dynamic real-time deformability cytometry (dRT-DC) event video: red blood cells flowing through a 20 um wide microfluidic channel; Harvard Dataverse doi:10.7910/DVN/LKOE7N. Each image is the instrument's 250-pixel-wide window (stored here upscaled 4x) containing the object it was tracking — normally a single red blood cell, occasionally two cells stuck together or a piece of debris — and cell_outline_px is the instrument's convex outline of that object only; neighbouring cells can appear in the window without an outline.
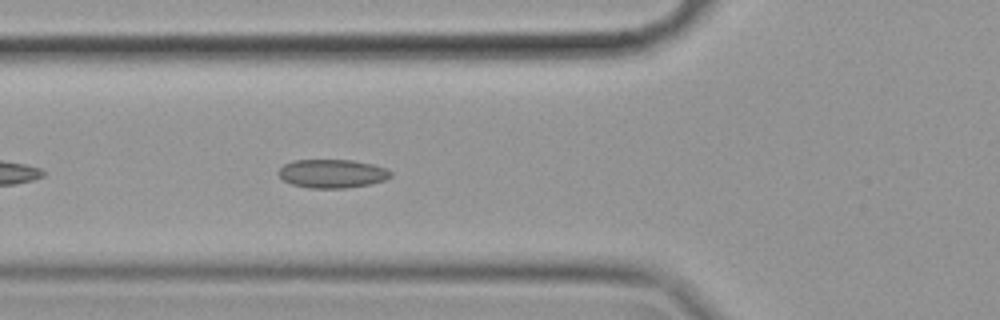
{"species": "common noctule bat (a hibernating species)", "species_latin": "Nyctalus noctula", "temperature_condition": "cold", "stored_images_in_passage": 40, "camera_frame_rate_fps": 3000, "um_per_image_px": 0.085, "animal": {"sex": "female", "body_mass_g": 19.9}, "frame": {"image": 1, "passage_image": 3, "time_ms": 0.667, "image_size_px": [1000, 320], "cell_outline_px": [[392, 176], [384, 180], [368, 184], [344, 188], [308, 188], [292, 184], [284, 180], [280, 176], [280, 168], [284, 164], [292, 160], [352, 160], [372, 164], [388, 168], [392, 172]], "centroid_in_image_um": [28.26, 14.75], "position_along_channel_um": 97.5, "area_um2": 18.61}}
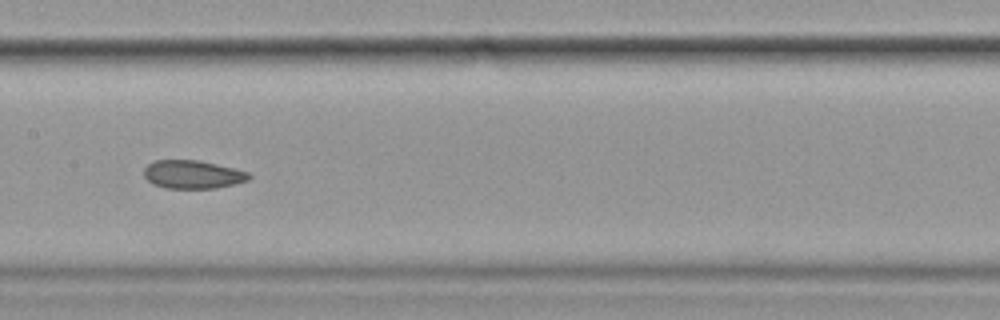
{"frame": {"image": 2, "passage_image": 11, "time_ms": 3.333, "image_size_px": [1000, 320], "cell_outline_px": [[252, 176], [248, 180], [216, 188], [164, 188], [152, 184], [144, 176], [144, 168], [148, 164], [156, 160], [196, 160], [216, 164], [248, 172]], "centroid_in_image_um": [16.34, 14.83], "position_along_channel_um": 191.1, "area_um2": 17.17}}
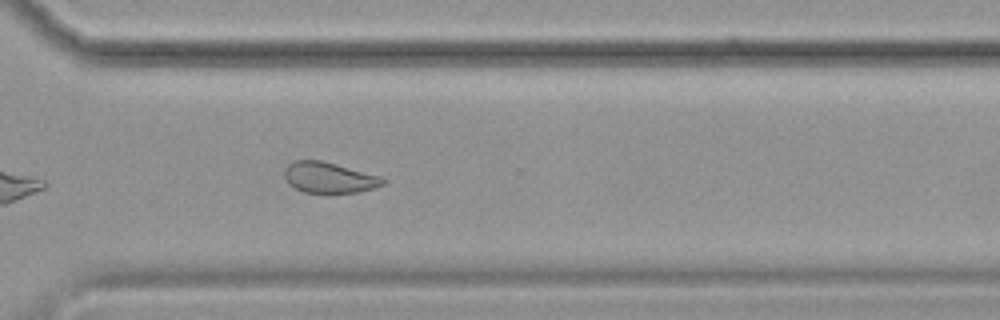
{"frame": {"image": 3, "passage_image": 24, "time_ms": 7.667, "image_size_px": [1000, 320], "cell_outline_px": [[384, 184], [372, 188], [356, 192], [304, 192], [288, 184], [284, 176], [284, 168], [292, 160], [320, 160], [336, 164], [380, 176], [384, 180]], "centroid_in_image_um": [27.91, 15.07], "position_along_channel_um": 342.7, "area_um2": 17.4}}